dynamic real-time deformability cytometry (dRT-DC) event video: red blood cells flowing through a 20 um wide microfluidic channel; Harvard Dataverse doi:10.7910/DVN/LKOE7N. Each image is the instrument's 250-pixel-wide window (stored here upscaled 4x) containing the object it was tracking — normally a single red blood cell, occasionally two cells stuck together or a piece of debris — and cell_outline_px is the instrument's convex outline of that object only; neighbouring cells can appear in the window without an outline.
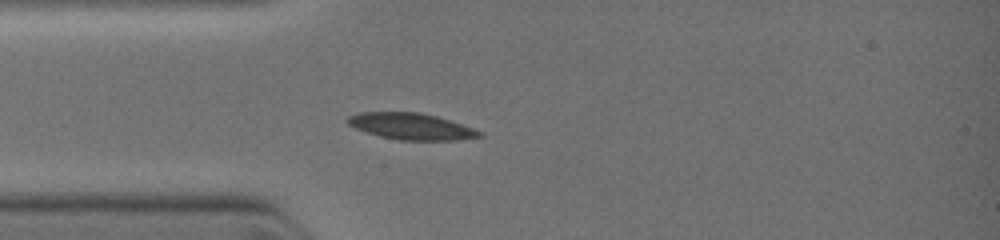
{"species": "common noctule bat (a hibernating species)", "species_latin": "Nyctalus noctula", "temperature_condition": "warm", "stored_images_in_passage": 5, "camera_frame_rate_fps": 3000, "um_per_image_px": 0.085, "animal": {"sex": "female", "body_mass_g": 19.0, "forearm_length_mm": 51.5}, "frame": {"image": 1, "passage_image": 1, "time_ms": 0.0, "image_size_px": [1000, 240], "cell_outline_px": [[484, 136], [452, 140], [400, 140], [380, 136], [356, 128], [348, 124], [348, 116], [360, 112], [416, 112], [436, 116], [472, 128], [480, 132]], "centroid_in_image_um": [34.92, 10.74], "position_along_channel_um": 50.1, "area_um2": 19.83}}